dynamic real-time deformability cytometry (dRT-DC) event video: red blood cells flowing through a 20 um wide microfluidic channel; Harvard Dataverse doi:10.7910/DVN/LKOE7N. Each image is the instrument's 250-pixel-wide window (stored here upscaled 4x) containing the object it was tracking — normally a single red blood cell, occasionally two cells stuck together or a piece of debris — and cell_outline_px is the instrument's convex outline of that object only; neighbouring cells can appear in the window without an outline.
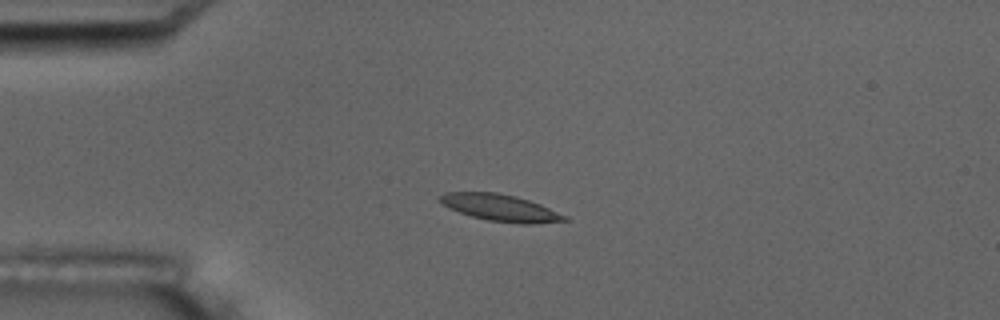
{"species": "common noctule bat (a hibernating species)", "species_latin": "Nyctalus noctula", "temperature_condition": "room temperature", "stored_images_in_passage": 5, "camera_frame_rate_fps": 3000, "um_per_image_px": 0.085, "animal": {"sex": "male", "body_mass_g": 17.5, "forearm_length_mm": 52.3}, "frame": {"image": 1, "passage_image": 4, "time_ms": 4.333, "image_size_px": [1000, 320], "cell_outline_px": [[572, 220], [532, 224], [520, 224], [488, 220], [472, 216], [448, 208], [436, 200], [444, 192], [496, 192], [516, 196], [540, 204], [568, 216]], "centroid_in_image_um": [42.54, 17.66], "position_along_channel_um": 42.5, "area_um2": 19.59}}